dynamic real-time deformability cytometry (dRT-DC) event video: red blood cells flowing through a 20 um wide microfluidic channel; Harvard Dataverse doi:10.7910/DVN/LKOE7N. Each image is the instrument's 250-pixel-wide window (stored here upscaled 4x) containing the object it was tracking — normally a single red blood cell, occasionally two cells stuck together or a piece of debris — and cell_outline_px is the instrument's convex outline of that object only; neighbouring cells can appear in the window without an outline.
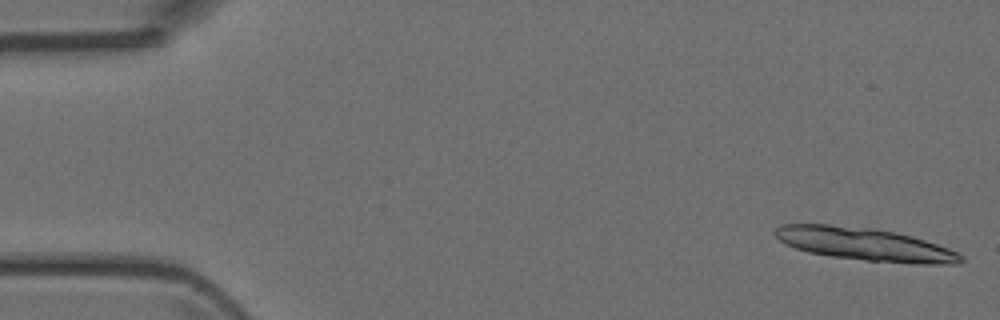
{"species": "Egyptian fruit bat (a non-hibernating species)", "species_latin": "Rousettus aegyptiacus", "temperature_condition": "room temperature", "stored_images_in_passage": 4, "camera_frame_rate_fps": 3000, "um_per_image_px": 0.085, "animal": {"sex": "female"}, "frame": {"image": 1, "passage_image": 1, "time_ms": 0.0, "image_size_px": [1000, 320], "cell_outline_px": [[964, 260], [960, 264], [912, 264], [864, 260], [832, 256], [808, 252], [784, 244], [772, 232], [776, 228], [784, 224], [828, 224], [872, 228], [896, 232], [912, 236], [948, 248], [964, 256]], "centroid_in_image_um": [73.53, 20.76], "position_along_channel_um": 11.5, "area_um2": 35.55}}